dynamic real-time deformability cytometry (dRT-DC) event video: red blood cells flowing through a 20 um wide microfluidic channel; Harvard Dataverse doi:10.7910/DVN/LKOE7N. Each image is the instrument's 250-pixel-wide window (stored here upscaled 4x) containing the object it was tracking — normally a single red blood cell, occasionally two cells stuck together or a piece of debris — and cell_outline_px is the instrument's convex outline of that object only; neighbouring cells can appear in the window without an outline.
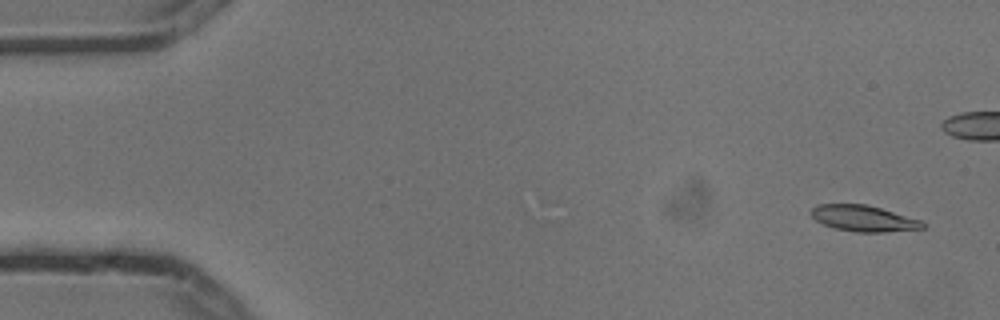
{"species": "common noctule bat (a hibernating species)", "species_latin": "Nyctalus noctula", "temperature_condition": "cold", "stored_images_in_passage": 6, "camera_frame_rate_fps": 3000, "um_per_image_px": 0.085, "animal": {"sex": "male", "body_mass_g": 13.3}, "frame": {"image": 1, "passage_image": 1, "time_ms": 0.0, "image_size_px": [1000, 320], "cell_outline_px": [[928, 224], [924, 228], [884, 232], [856, 232], [836, 228], [824, 224], [816, 220], [808, 212], [812, 208], [820, 204], [864, 204], [880, 208], [924, 220]], "centroid_in_image_um": [73.46, 18.56], "position_along_channel_um": 11.5, "area_um2": 16.99}}
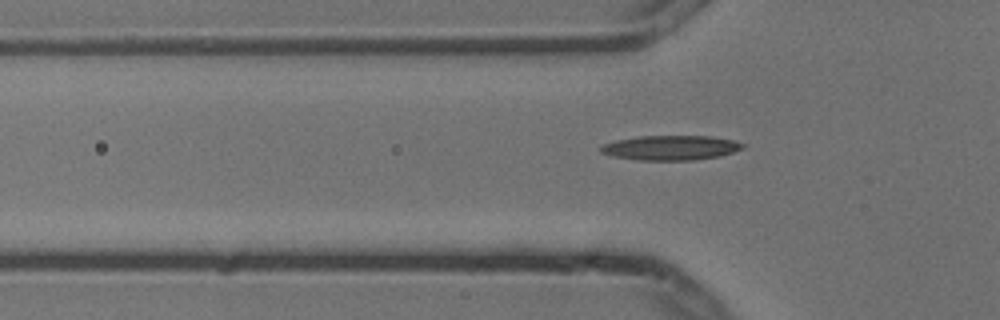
{"frame": {"image": 2, "passage_image": 6, "time_ms": 1.667, "image_size_px": [1000, 320], "cell_outline_px": [[748, 144], [744, 148], [720, 156], [692, 160], [636, 160], [612, 156], [600, 152], [600, 148], [604, 144], [616, 140], [640, 136], [712, 136], [736, 140]], "centroid_in_image_um": [57.06, 12.55], "position_along_channel_um": 68.7, "area_um2": 20.58}}